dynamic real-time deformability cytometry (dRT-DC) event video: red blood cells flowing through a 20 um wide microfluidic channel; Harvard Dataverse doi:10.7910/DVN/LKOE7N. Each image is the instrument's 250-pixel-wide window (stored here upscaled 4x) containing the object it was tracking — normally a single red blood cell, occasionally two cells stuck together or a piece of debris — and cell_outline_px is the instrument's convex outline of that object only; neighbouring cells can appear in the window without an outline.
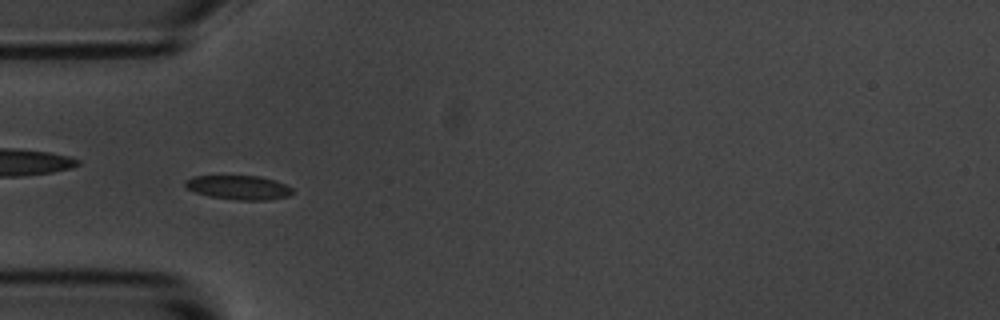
{"species": "common noctule bat (a hibernating species)", "species_latin": "Nyctalus noctula", "temperature_condition": "room temperature", "stored_images_in_passage": 10, "camera_frame_rate_fps": 3000, "um_per_image_px": 0.085, "animal": {"sex": "male", "body_mass_g": 20.1, "forearm_length_mm": 53.5}, "frame": {"image": 1, "passage_image": 4, "time_ms": 3.333, "image_size_px": [1000, 320], "cell_outline_px": [[292, 192], [288, 196], [268, 200], [236, 200], [208, 196], [196, 192], [188, 188], [184, 184], [184, 180], [192, 176], [260, 176], [284, 184], [292, 188]], "centroid_in_image_um": [20.25, 15.94], "position_along_channel_um": 64.7, "area_um2": 14.97}}
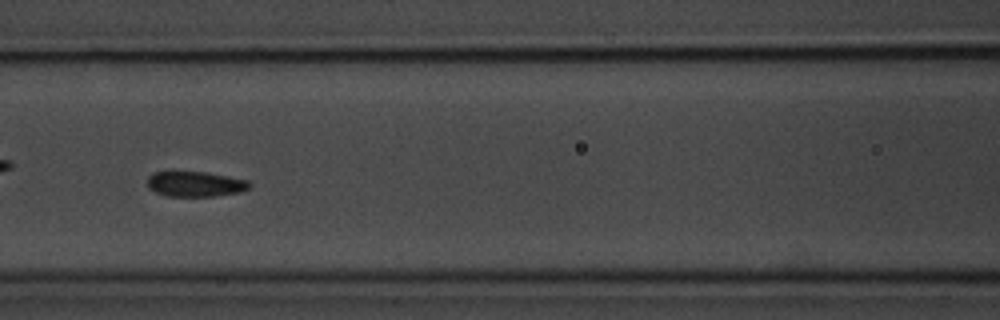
{"frame": {"image": 2, "passage_image": 6, "time_ms": 5.667, "image_size_px": [1000, 320], "cell_outline_px": [[252, 184], [248, 188], [240, 192], [212, 196], [168, 196], [156, 192], [148, 188], [148, 176], [152, 172], [208, 172], [248, 180]], "centroid_in_image_um": [16.6, 15.63], "position_along_channel_um": 150.0, "area_um2": 14.97}}
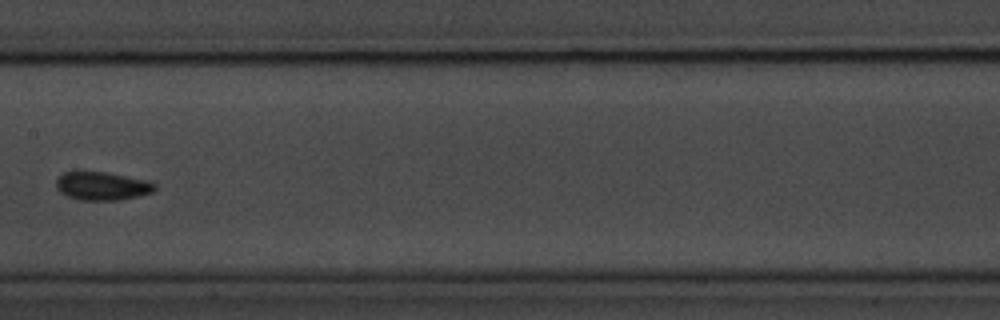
{"frame": {"image": 3, "passage_image": 7, "time_ms": 7.0, "image_size_px": [1000, 320], "cell_outline_px": [[156, 188], [152, 192], [120, 200], [80, 200], [68, 196], [60, 192], [56, 188], [56, 180], [64, 172], [76, 168], [84, 168], [148, 180], [156, 184]], "centroid_in_image_um": [8.61, 15.75], "position_along_channel_um": 198.8, "area_um2": 16.88}}